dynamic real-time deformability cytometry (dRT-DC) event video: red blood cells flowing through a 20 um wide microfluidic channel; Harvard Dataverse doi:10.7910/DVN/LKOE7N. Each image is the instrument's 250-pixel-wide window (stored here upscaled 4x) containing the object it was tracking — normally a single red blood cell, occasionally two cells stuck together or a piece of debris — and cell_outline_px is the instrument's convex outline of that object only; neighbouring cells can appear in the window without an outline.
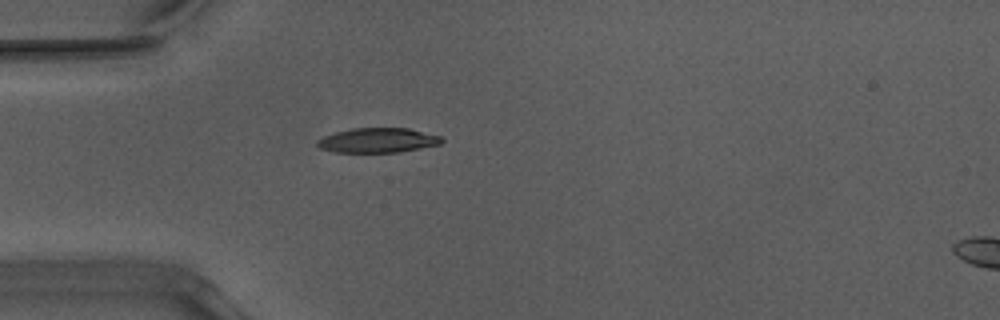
{"species": "Egyptian fruit bat (a non-hibernating species)", "species_latin": "Rousettus aegyptiacus", "temperature_condition": "warm", "stored_images_in_passage": 38, "camera_frame_rate_fps": 3000, "um_per_image_px": 0.085, "animal": {"sex": "male"}, "frame": {"image": 1, "passage_image": 1, "time_ms": 0.0, "image_size_px": [1000, 320], "cell_outline_px": [[444, 140], [440, 144], [400, 152], [332, 152], [320, 148], [316, 144], [316, 140], [324, 136], [336, 132], [352, 128], [408, 128], [440, 136]], "centroid_in_image_um": [32.09, 11.93], "position_along_channel_um": 52.9, "area_um2": 17.86}}
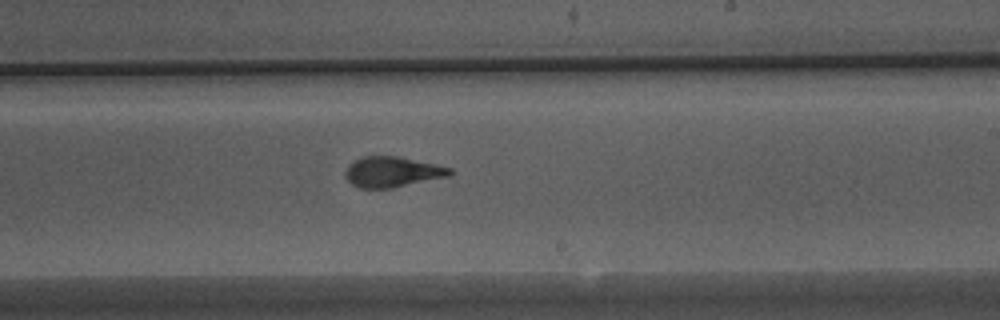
{"frame": {"image": 2, "passage_image": 17, "time_ms": 5.333, "image_size_px": [1000, 320], "cell_outline_px": [[452, 176], [392, 188], [360, 188], [352, 184], [344, 176], [344, 172], [348, 164], [364, 156], [396, 156], [436, 164], [452, 168]], "centroid_in_image_um": [33.36, 14.62], "position_along_channel_um": 255.6, "area_um2": 18.67}}
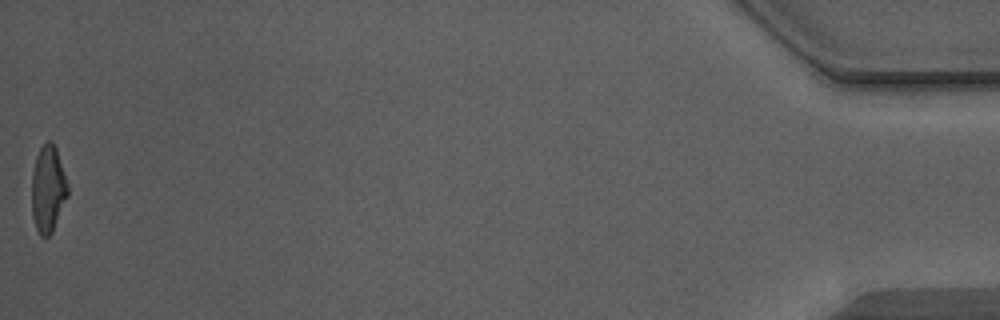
{"frame": {"image": 3, "passage_image": 38, "time_ms": 12.333, "image_size_px": [1000, 320], "cell_outline_px": [[68, 196], [52, 232], [48, 236], [40, 236], [36, 228], [32, 216], [32, 172], [36, 156], [40, 148], [48, 140], [52, 140], [56, 148], [68, 184]], "centroid_in_image_um": [4.08, 16.06], "position_along_channel_um": 431.1, "area_um2": 18.21}, "authors_computed_cell_mechanics": {"area_um2": 18.6983, "velocity_mm_per_s": 3.9805, "shape_relaxation_time_tau1_ms": 3.6381, "shape_relaxation_time_tau2_ms": 0.789, "deformation_change_tau1": 0.1902, "deformation_change_tau2": 0.0766}}